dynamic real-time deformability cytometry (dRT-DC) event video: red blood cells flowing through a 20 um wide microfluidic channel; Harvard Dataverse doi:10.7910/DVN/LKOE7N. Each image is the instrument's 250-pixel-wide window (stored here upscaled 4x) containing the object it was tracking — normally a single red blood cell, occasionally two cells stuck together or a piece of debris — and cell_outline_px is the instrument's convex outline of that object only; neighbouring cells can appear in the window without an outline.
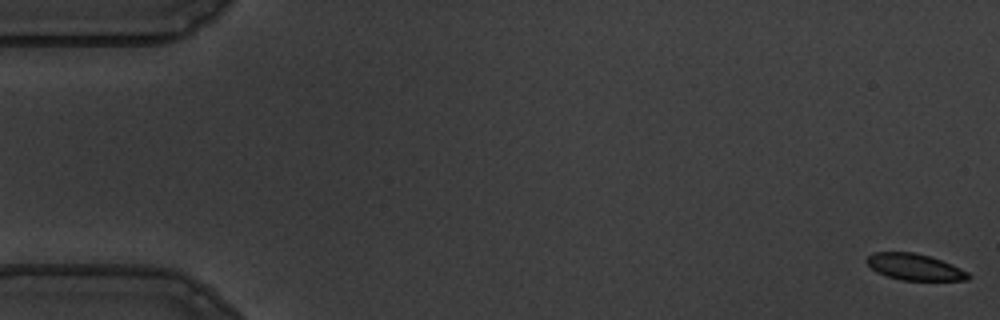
{"species": "common noctule bat (a hibernating species)", "species_latin": "Nyctalus noctula", "temperature_condition": "warm", "stored_images_in_passage": 17, "camera_frame_rate_fps": 3000, "um_per_image_px": 0.085, "animal": {"sex": "male", "body_mass_g": 19.5, "forearm_length_mm": 54.6}, "frame": {"image": 1, "passage_image": 1, "time_ms": 0.0, "image_size_px": [1000, 320], "cell_outline_px": [[972, 276], [968, 280], [900, 280], [876, 272], [864, 260], [872, 252], [912, 252], [928, 256], [952, 264], [968, 272]], "centroid_in_image_um": [77.73, 22.69], "position_along_channel_um": 7.3, "area_um2": 15.55}}